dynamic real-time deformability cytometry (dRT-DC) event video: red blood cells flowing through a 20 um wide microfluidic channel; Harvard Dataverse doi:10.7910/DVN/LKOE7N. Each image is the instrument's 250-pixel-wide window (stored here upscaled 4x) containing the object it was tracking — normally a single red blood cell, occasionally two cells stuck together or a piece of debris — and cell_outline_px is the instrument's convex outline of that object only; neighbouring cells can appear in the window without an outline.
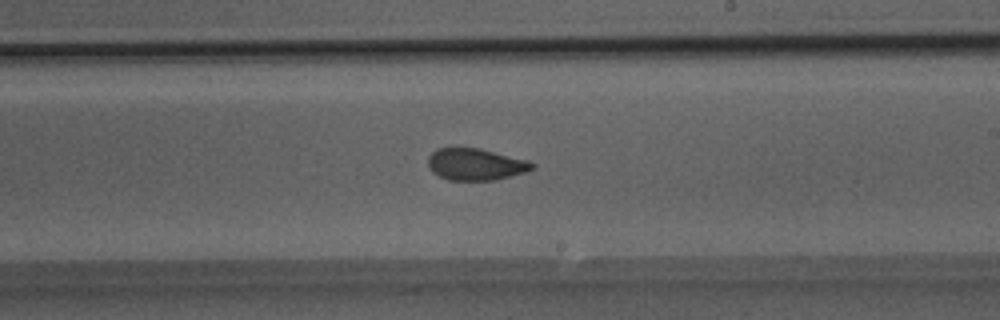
{"species": "Egyptian fruit bat (a non-hibernating species)", "species_latin": "Rousettus aegyptiacus", "temperature_condition": "room temperature", "stored_images_in_passage": 37, "camera_frame_rate_fps": 3000, "um_per_image_px": 0.085, "animal": {"sex": "male"}, "frame": {"image": 1, "passage_image": 21, "time_ms": 6.667, "image_size_px": [1000, 320], "cell_outline_px": [[536, 168], [524, 172], [496, 180], [448, 180], [432, 172], [428, 164], [428, 156], [436, 148], [480, 148], [528, 160], [536, 164]], "centroid_in_image_um": [40.44, 13.96], "position_along_channel_um": 248.6, "area_um2": 19.36}}
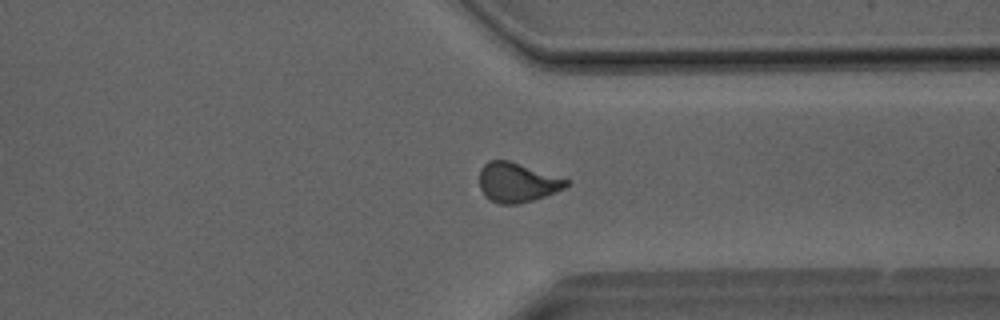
{"frame": {"image": 2, "passage_image": 28, "time_ms": 9.0, "image_size_px": [1000, 320], "cell_outline_px": [[572, 184], [564, 188], [544, 196], [532, 200], [516, 204], [500, 204], [488, 200], [484, 196], [480, 188], [480, 168], [488, 160], [508, 160], [572, 180]], "centroid_in_image_um": [43.96, 15.5], "position_along_channel_um": 367.4, "area_um2": 20.17}}
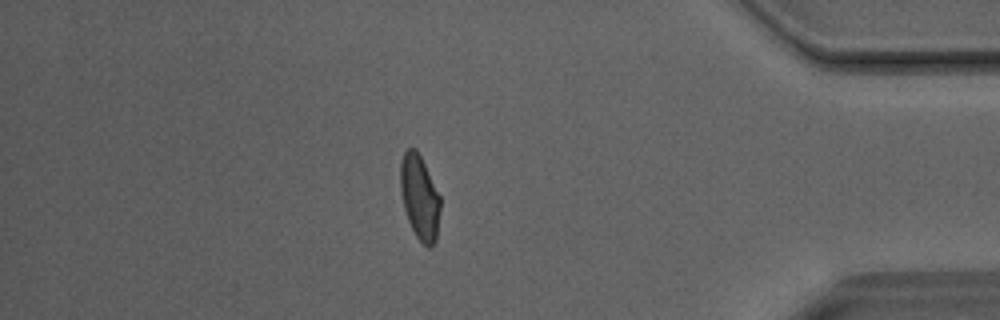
{"frame": {"image": 3, "passage_image": 32, "time_ms": 10.333, "image_size_px": [1000, 320], "cell_outline_px": [[440, 212], [436, 240], [428, 248], [416, 236], [408, 220], [404, 208], [400, 192], [400, 164], [404, 152], [408, 148], [416, 148], [440, 196]], "centroid_in_image_um": [35.66, 16.76], "position_along_channel_um": 399.5, "area_um2": 19.48}}